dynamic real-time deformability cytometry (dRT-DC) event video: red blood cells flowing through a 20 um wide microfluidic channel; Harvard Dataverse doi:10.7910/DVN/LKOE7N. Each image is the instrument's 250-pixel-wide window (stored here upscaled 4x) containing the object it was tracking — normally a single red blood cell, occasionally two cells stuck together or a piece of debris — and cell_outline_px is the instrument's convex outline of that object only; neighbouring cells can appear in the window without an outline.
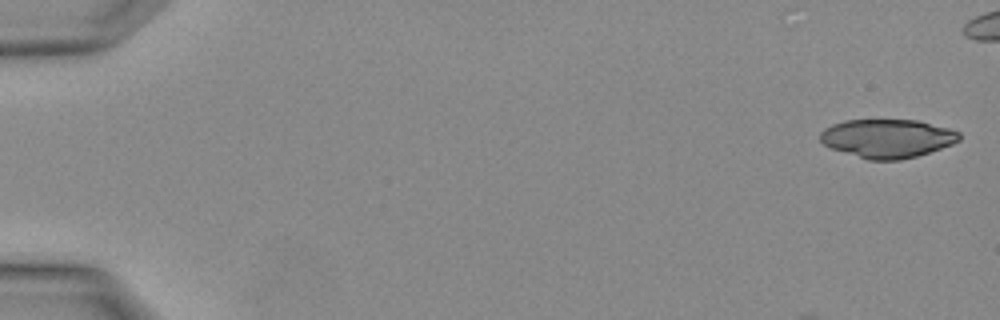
{"species": "Egyptian fruit bat (a non-hibernating species)", "species_latin": "Rousettus aegyptiacus", "temperature_condition": "warm", "stored_images_in_passage": 4, "camera_frame_rate_fps": 3000, "um_per_image_px": 0.085, "animal": {"sex": "female"}, "frame": {"image": 1, "passage_image": 1, "time_ms": 0.0, "image_size_px": [1000, 320], "cell_outline_px": [[960, 140], [952, 144], [916, 156], [900, 160], [868, 160], [832, 148], [824, 144], [820, 140], [820, 132], [824, 128], [832, 124], [844, 120], [916, 120], [948, 128], [960, 132]], "centroid_in_image_um": [75.41, 11.76], "position_along_channel_um": 9.6, "area_um2": 31.1}}